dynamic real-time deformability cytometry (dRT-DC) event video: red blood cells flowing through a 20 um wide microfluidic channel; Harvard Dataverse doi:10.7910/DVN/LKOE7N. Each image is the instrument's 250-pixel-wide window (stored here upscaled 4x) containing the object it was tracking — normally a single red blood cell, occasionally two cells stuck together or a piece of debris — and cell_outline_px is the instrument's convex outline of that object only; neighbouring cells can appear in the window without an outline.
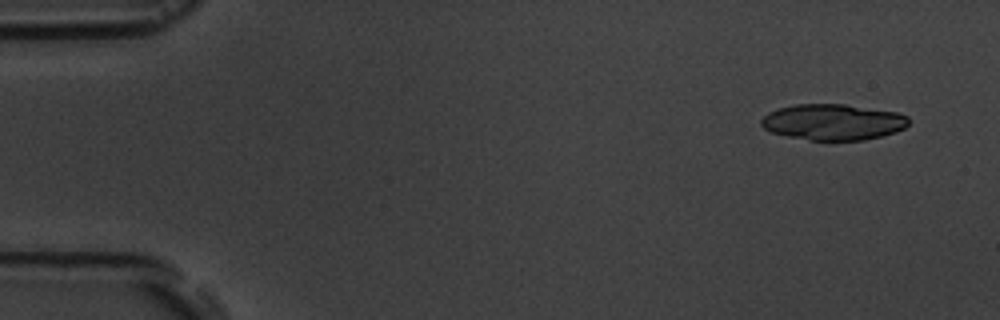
{"species": "common noctule bat (a hibernating species)", "species_latin": "Nyctalus noctula", "temperature_condition": "room temperature", "stored_images_in_passage": 4, "camera_frame_rate_fps": 3000, "um_per_image_px": 0.085, "animal": {"sex": "male", "body_mass_g": 19.5, "forearm_length_mm": 54.6}, "frame": {"image": 1, "passage_image": 1, "time_ms": 0.0, "image_size_px": [1000, 320], "cell_outline_px": [[908, 124], [904, 128], [896, 132], [864, 140], [808, 140], [788, 136], [772, 132], [764, 128], [760, 124], [760, 120], [768, 112], [780, 108], [796, 104], [844, 104], [896, 112], [908, 116]], "centroid_in_image_um": [70.8, 10.37], "position_along_channel_um": 14.2, "area_um2": 30.81}}